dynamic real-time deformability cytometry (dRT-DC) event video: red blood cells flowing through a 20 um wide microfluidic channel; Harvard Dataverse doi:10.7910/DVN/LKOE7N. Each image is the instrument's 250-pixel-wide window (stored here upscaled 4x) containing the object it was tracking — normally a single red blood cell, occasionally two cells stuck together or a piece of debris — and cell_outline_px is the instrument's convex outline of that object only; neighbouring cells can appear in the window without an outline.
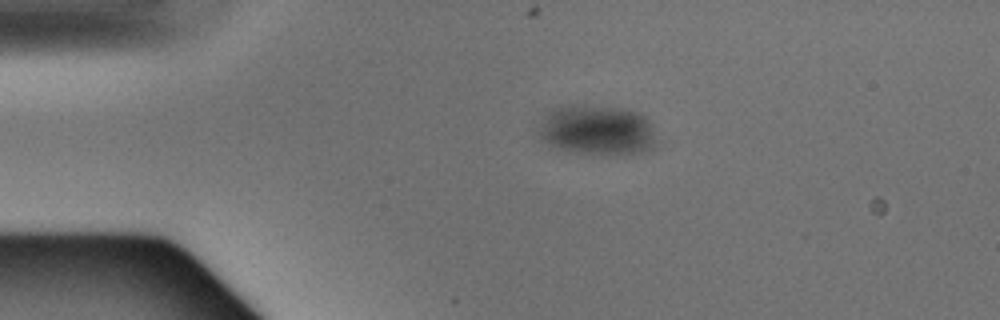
{"species": "Egyptian fruit bat (a non-hibernating species)", "species_latin": "Rousettus aegyptiacus", "temperature_condition": "warm", "stored_images_in_passage": 4, "camera_frame_rate_fps": 3000, "um_per_image_px": 0.085, "animal": {"sex": "male"}, "frame": {"image": 1, "passage_image": 3, "time_ms": 0.667, "image_size_px": [1000, 320], "cell_outline_px": [[656, 144], [652, 148], [644, 152], [576, 152], [560, 148], [548, 144], [540, 140], [540, 124], [544, 116], [548, 112], [556, 108], [576, 104], [584, 104], [624, 108], [636, 112], [644, 116], [652, 124]], "centroid_in_image_um": [50.75, 11.01], "position_along_channel_um": 34.2, "area_um2": 33.76}}